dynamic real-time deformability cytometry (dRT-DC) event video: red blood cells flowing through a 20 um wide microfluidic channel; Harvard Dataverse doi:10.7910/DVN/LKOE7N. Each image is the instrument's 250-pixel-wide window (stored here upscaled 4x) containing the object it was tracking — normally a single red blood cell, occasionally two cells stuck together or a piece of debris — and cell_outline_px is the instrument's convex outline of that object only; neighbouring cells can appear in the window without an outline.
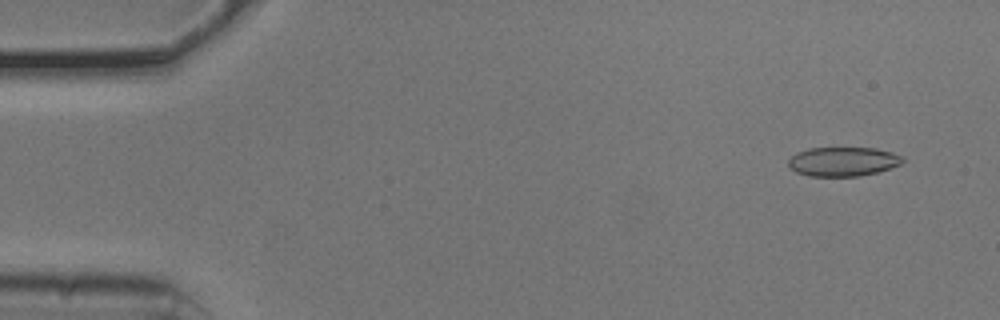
{"species": "common noctule bat (a hibernating species)", "species_latin": "Nyctalus noctula", "temperature_condition": "cold", "stored_images_in_passage": 14, "camera_frame_rate_fps": 3000, "um_per_image_px": 0.085, "animal": {"sex": "male", "body_mass_g": 20.5, "forearm_length_mm": 52.5}, "frame": {"image": 1, "passage_image": 4, "time_ms": 1.0, "image_size_px": [1000, 320], "cell_outline_px": [[904, 160], [900, 164], [876, 172], [860, 176], [808, 176], [796, 172], [788, 164], [788, 160], [796, 152], [808, 148], [876, 148], [892, 152], [904, 156]], "centroid_in_image_um": [71.65, 13.72], "position_along_channel_um": 13.4, "area_um2": 19.42}}
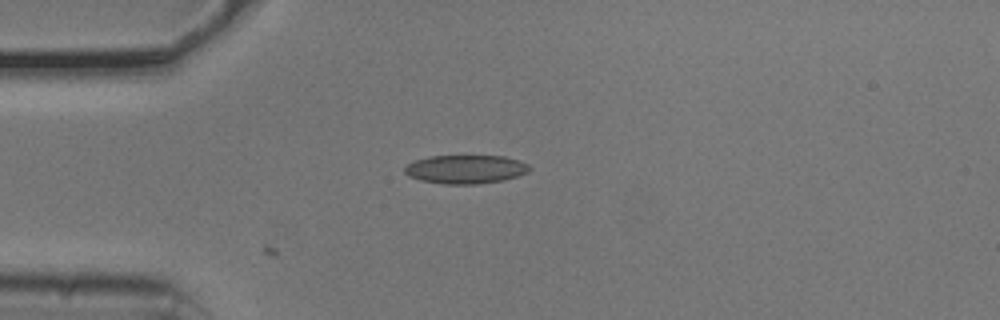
{"frame": {"image": 2, "passage_image": 14, "time_ms": 4.333, "image_size_px": [1000, 320], "cell_outline_px": [[532, 168], [528, 172], [504, 180], [480, 184], [444, 184], [420, 180], [408, 176], [404, 172], [404, 168], [408, 164], [416, 160], [428, 156], [504, 156], [528, 164]], "centroid_in_image_um": [39.57, 14.39], "position_along_channel_um": 45.4, "area_um2": 20.81}}